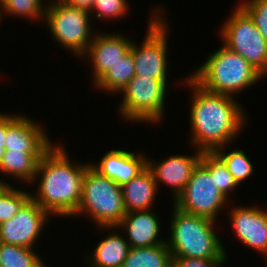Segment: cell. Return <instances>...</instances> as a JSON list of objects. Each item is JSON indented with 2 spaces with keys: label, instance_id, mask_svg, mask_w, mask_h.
<instances>
[{
  "label": "cell",
  "instance_id": "cell-1",
  "mask_svg": "<svg viewBox=\"0 0 267 267\" xmlns=\"http://www.w3.org/2000/svg\"><path fill=\"white\" fill-rule=\"evenodd\" d=\"M186 82L194 89L190 122L196 149L213 152L232 142L246 121L239 103L231 95L205 90L190 76Z\"/></svg>",
  "mask_w": 267,
  "mask_h": 267
},
{
  "label": "cell",
  "instance_id": "cell-2",
  "mask_svg": "<svg viewBox=\"0 0 267 267\" xmlns=\"http://www.w3.org/2000/svg\"><path fill=\"white\" fill-rule=\"evenodd\" d=\"M90 164L73 165L65 149L51 146L38 163L34 180L41 174V181L35 196L31 198L49 214L74 215L82 195V181Z\"/></svg>",
  "mask_w": 267,
  "mask_h": 267
},
{
  "label": "cell",
  "instance_id": "cell-3",
  "mask_svg": "<svg viewBox=\"0 0 267 267\" xmlns=\"http://www.w3.org/2000/svg\"><path fill=\"white\" fill-rule=\"evenodd\" d=\"M171 239L167 246L172 257L226 259L222 242L214 233L215 221L183 212L174 206Z\"/></svg>",
  "mask_w": 267,
  "mask_h": 267
},
{
  "label": "cell",
  "instance_id": "cell-4",
  "mask_svg": "<svg viewBox=\"0 0 267 267\" xmlns=\"http://www.w3.org/2000/svg\"><path fill=\"white\" fill-rule=\"evenodd\" d=\"M190 77L205 90L234 96L263 76L242 56L223 45Z\"/></svg>",
  "mask_w": 267,
  "mask_h": 267
},
{
  "label": "cell",
  "instance_id": "cell-5",
  "mask_svg": "<svg viewBox=\"0 0 267 267\" xmlns=\"http://www.w3.org/2000/svg\"><path fill=\"white\" fill-rule=\"evenodd\" d=\"M89 213L101 228L113 229L126 214L122 188L96 171L91 164L86 168L82 181V195L74 215Z\"/></svg>",
  "mask_w": 267,
  "mask_h": 267
},
{
  "label": "cell",
  "instance_id": "cell-6",
  "mask_svg": "<svg viewBox=\"0 0 267 267\" xmlns=\"http://www.w3.org/2000/svg\"><path fill=\"white\" fill-rule=\"evenodd\" d=\"M45 9V22L56 41L74 54L84 55L94 37L88 17L90 11L64 2L49 3Z\"/></svg>",
  "mask_w": 267,
  "mask_h": 267
},
{
  "label": "cell",
  "instance_id": "cell-7",
  "mask_svg": "<svg viewBox=\"0 0 267 267\" xmlns=\"http://www.w3.org/2000/svg\"><path fill=\"white\" fill-rule=\"evenodd\" d=\"M222 28L223 45L242 56L262 76L267 75V41L239 5Z\"/></svg>",
  "mask_w": 267,
  "mask_h": 267
},
{
  "label": "cell",
  "instance_id": "cell-8",
  "mask_svg": "<svg viewBox=\"0 0 267 267\" xmlns=\"http://www.w3.org/2000/svg\"><path fill=\"white\" fill-rule=\"evenodd\" d=\"M167 80L134 76L123 93L120 113L126 120L157 123L162 120Z\"/></svg>",
  "mask_w": 267,
  "mask_h": 267
},
{
  "label": "cell",
  "instance_id": "cell-9",
  "mask_svg": "<svg viewBox=\"0 0 267 267\" xmlns=\"http://www.w3.org/2000/svg\"><path fill=\"white\" fill-rule=\"evenodd\" d=\"M227 198L216 186L215 176L199 162L182 193L174 201L179 210L216 221Z\"/></svg>",
  "mask_w": 267,
  "mask_h": 267
},
{
  "label": "cell",
  "instance_id": "cell-10",
  "mask_svg": "<svg viewBox=\"0 0 267 267\" xmlns=\"http://www.w3.org/2000/svg\"><path fill=\"white\" fill-rule=\"evenodd\" d=\"M158 10V11H157ZM152 15L144 42L138 47L132 42L130 52L134 58L135 75L154 80L167 78V25L157 17L160 8Z\"/></svg>",
  "mask_w": 267,
  "mask_h": 267
},
{
  "label": "cell",
  "instance_id": "cell-11",
  "mask_svg": "<svg viewBox=\"0 0 267 267\" xmlns=\"http://www.w3.org/2000/svg\"><path fill=\"white\" fill-rule=\"evenodd\" d=\"M49 215L31 198L14 217L0 224V242L32 249Z\"/></svg>",
  "mask_w": 267,
  "mask_h": 267
},
{
  "label": "cell",
  "instance_id": "cell-12",
  "mask_svg": "<svg viewBox=\"0 0 267 267\" xmlns=\"http://www.w3.org/2000/svg\"><path fill=\"white\" fill-rule=\"evenodd\" d=\"M40 126L26 116L8 115L5 150L45 153L52 144Z\"/></svg>",
  "mask_w": 267,
  "mask_h": 267
},
{
  "label": "cell",
  "instance_id": "cell-13",
  "mask_svg": "<svg viewBox=\"0 0 267 267\" xmlns=\"http://www.w3.org/2000/svg\"><path fill=\"white\" fill-rule=\"evenodd\" d=\"M260 209L239 206L233 208L230 218L235 235L245 245L267 257V212Z\"/></svg>",
  "mask_w": 267,
  "mask_h": 267
},
{
  "label": "cell",
  "instance_id": "cell-14",
  "mask_svg": "<svg viewBox=\"0 0 267 267\" xmlns=\"http://www.w3.org/2000/svg\"><path fill=\"white\" fill-rule=\"evenodd\" d=\"M93 37L83 56L88 55L93 65L94 82L96 83L110 68L124 57L131 48L132 42L121 34H101Z\"/></svg>",
  "mask_w": 267,
  "mask_h": 267
},
{
  "label": "cell",
  "instance_id": "cell-15",
  "mask_svg": "<svg viewBox=\"0 0 267 267\" xmlns=\"http://www.w3.org/2000/svg\"><path fill=\"white\" fill-rule=\"evenodd\" d=\"M196 152L195 156H170L159 164L148 160L147 167L153 173L156 184L162 181L172 187L174 200L182 193L194 168L200 162L203 151Z\"/></svg>",
  "mask_w": 267,
  "mask_h": 267
},
{
  "label": "cell",
  "instance_id": "cell-16",
  "mask_svg": "<svg viewBox=\"0 0 267 267\" xmlns=\"http://www.w3.org/2000/svg\"><path fill=\"white\" fill-rule=\"evenodd\" d=\"M148 159L134 152L112 149L98 165L91 166L101 175L114 180L120 187L138 176L147 168Z\"/></svg>",
  "mask_w": 267,
  "mask_h": 267
},
{
  "label": "cell",
  "instance_id": "cell-17",
  "mask_svg": "<svg viewBox=\"0 0 267 267\" xmlns=\"http://www.w3.org/2000/svg\"><path fill=\"white\" fill-rule=\"evenodd\" d=\"M159 223L158 217L150 209L126 212L124 218L116 227L125 228L130 247L141 248L166 243V240H158Z\"/></svg>",
  "mask_w": 267,
  "mask_h": 267
},
{
  "label": "cell",
  "instance_id": "cell-18",
  "mask_svg": "<svg viewBox=\"0 0 267 267\" xmlns=\"http://www.w3.org/2000/svg\"><path fill=\"white\" fill-rule=\"evenodd\" d=\"M157 187L154 175L148 167L121 186L126 212L150 210Z\"/></svg>",
  "mask_w": 267,
  "mask_h": 267
},
{
  "label": "cell",
  "instance_id": "cell-19",
  "mask_svg": "<svg viewBox=\"0 0 267 267\" xmlns=\"http://www.w3.org/2000/svg\"><path fill=\"white\" fill-rule=\"evenodd\" d=\"M120 234H110L102 240L89 259L90 267H122L130 245ZM126 240V241H125ZM92 259V260H91Z\"/></svg>",
  "mask_w": 267,
  "mask_h": 267
},
{
  "label": "cell",
  "instance_id": "cell-20",
  "mask_svg": "<svg viewBox=\"0 0 267 267\" xmlns=\"http://www.w3.org/2000/svg\"><path fill=\"white\" fill-rule=\"evenodd\" d=\"M44 153H26L21 151L5 150L0 163V171L13 175L25 183L34 181L39 160Z\"/></svg>",
  "mask_w": 267,
  "mask_h": 267
},
{
  "label": "cell",
  "instance_id": "cell-21",
  "mask_svg": "<svg viewBox=\"0 0 267 267\" xmlns=\"http://www.w3.org/2000/svg\"><path fill=\"white\" fill-rule=\"evenodd\" d=\"M172 255L167 243L134 248L122 264V267H172Z\"/></svg>",
  "mask_w": 267,
  "mask_h": 267
},
{
  "label": "cell",
  "instance_id": "cell-22",
  "mask_svg": "<svg viewBox=\"0 0 267 267\" xmlns=\"http://www.w3.org/2000/svg\"><path fill=\"white\" fill-rule=\"evenodd\" d=\"M135 76V65L129 51L95 83L98 88L109 92H121Z\"/></svg>",
  "mask_w": 267,
  "mask_h": 267
},
{
  "label": "cell",
  "instance_id": "cell-23",
  "mask_svg": "<svg viewBox=\"0 0 267 267\" xmlns=\"http://www.w3.org/2000/svg\"><path fill=\"white\" fill-rule=\"evenodd\" d=\"M0 267H45L33 249L0 242Z\"/></svg>",
  "mask_w": 267,
  "mask_h": 267
},
{
  "label": "cell",
  "instance_id": "cell-24",
  "mask_svg": "<svg viewBox=\"0 0 267 267\" xmlns=\"http://www.w3.org/2000/svg\"><path fill=\"white\" fill-rule=\"evenodd\" d=\"M200 162L215 176L216 186L227 198L230 190H234L239 184L228 171L226 165L214 152H203Z\"/></svg>",
  "mask_w": 267,
  "mask_h": 267
},
{
  "label": "cell",
  "instance_id": "cell-25",
  "mask_svg": "<svg viewBox=\"0 0 267 267\" xmlns=\"http://www.w3.org/2000/svg\"><path fill=\"white\" fill-rule=\"evenodd\" d=\"M224 147L225 146L219 147L213 152L223 161L233 178L240 184L243 180L252 175L254 171L253 165L243 150L235 149L232 152L225 154Z\"/></svg>",
  "mask_w": 267,
  "mask_h": 267
},
{
  "label": "cell",
  "instance_id": "cell-26",
  "mask_svg": "<svg viewBox=\"0 0 267 267\" xmlns=\"http://www.w3.org/2000/svg\"><path fill=\"white\" fill-rule=\"evenodd\" d=\"M29 193L9 186L0 196V224L14 217L31 199Z\"/></svg>",
  "mask_w": 267,
  "mask_h": 267
},
{
  "label": "cell",
  "instance_id": "cell-27",
  "mask_svg": "<svg viewBox=\"0 0 267 267\" xmlns=\"http://www.w3.org/2000/svg\"><path fill=\"white\" fill-rule=\"evenodd\" d=\"M41 3V0H0V7L4 13L36 20L45 16L46 9H43L44 5Z\"/></svg>",
  "mask_w": 267,
  "mask_h": 267
},
{
  "label": "cell",
  "instance_id": "cell-28",
  "mask_svg": "<svg viewBox=\"0 0 267 267\" xmlns=\"http://www.w3.org/2000/svg\"><path fill=\"white\" fill-rule=\"evenodd\" d=\"M239 6L250 16L267 41V0H248Z\"/></svg>",
  "mask_w": 267,
  "mask_h": 267
},
{
  "label": "cell",
  "instance_id": "cell-29",
  "mask_svg": "<svg viewBox=\"0 0 267 267\" xmlns=\"http://www.w3.org/2000/svg\"><path fill=\"white\" fill-rule=\"evenodd\" d=\"M127 0H94L90 10L97 12V18L116 19L127 13Z\"/></svg>",
  "mask_w": 267,
  "mask_h": 267
},
{
  "label": "cell",
  "instance_id": "cell-30",
  "mask_svg": "<svg viewBox=\"0 0 267 267\" xmlns=\"http://www.w3.org/2000/svg\"><path fill=\"white\" fill-rule=\"evenodd\" d=\"M172 267H222L226 259L172 257Z\"/></svg>",
  "mask_w": 267,
  "mask_h": 267
},
{
  "label": "cell",
  "instance_id": "cell-31",
  "mask_svg": "<svg viewBox=\"0 0 267 267\" xmlns=\"http://www.w3.org/2000/svg\"><path fill=\"white\" fill-rule=\"evenodd\" d=\"M8 128V114H0V163L5 153V138Z\"/></svg>",
  "mask_w": 267,
  "mask_h": 267
},
{
  "label": "cell",
  "instance_id": "cell-32",
  "mask_svg": "<svg viewBox=\"0 0 267 267\" xmlns=\"http://www.w3.org/2000/svg\"><path fill=\"white\" fill-rule=\"evenodd\" d=\"M63 2L73 7L83 8L90 11L94 0H64Z\"/></svg>",
  "mask_w": 267,
  "mask_h": 267
},
{
  "label": "cell",
  "instance_id": "cell-33",
  "mask_svg": "<svg viewBox=\"0 0 267 267\" xmlns=\"http://www.w3.org/2000/svg\"><path fill=\"white\" fill-rule=\"evenodd\" d=\"M2 181V182H1ZM10 186L9 183L4 182L3 180H0V196L2 193Z\"/></svg>",
  "mask_w": 267,
  "mask_h": 267
},
{
  "label": "cell",
  "instance_id": "cell-34",
  "mask_svg": "<svg viewBox=\"0 0 267 267\" xmlns=\"http://www.w3.org/2000/svg\"><path fill=\"white\" fill-rule=\"evenodd\" d=\"M56 2H63L64 0H53L51 3H55Z\"/></svg>",
  "mask_w": 267,
  "mask_h": 267
}]
</instances>
